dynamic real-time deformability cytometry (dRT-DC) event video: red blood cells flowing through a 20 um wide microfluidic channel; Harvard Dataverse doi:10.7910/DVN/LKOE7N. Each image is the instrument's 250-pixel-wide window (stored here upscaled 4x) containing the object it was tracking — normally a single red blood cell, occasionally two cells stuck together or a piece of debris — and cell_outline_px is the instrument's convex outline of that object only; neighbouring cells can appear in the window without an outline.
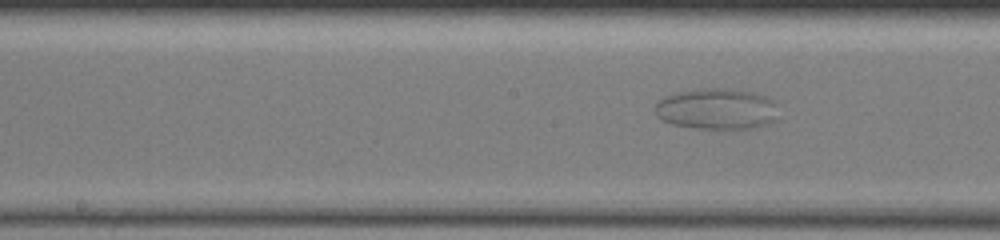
{"species": "common noctule bat (a hibernating species)", "species_latin": "Nyctalus noctula", "temperature_condition": "warm", "stored_images_in_passage": 46, "camera_frame_rate_fps": 3000, "um_per_image_px": 0.085, "animal": {"sex": "female", "body_mass_g": 19.5, "forearm_length_mm": 54.1}, "frame": {"image": 1, "passage_image": 17, "time_ms": 5.333, "image_size_px": [1000, 240], "cell_outline_px": [[772, 120], [764, 124], [748, 128], [696, 128], [676, 124], [664, 120], [656, 116], [656, 104], [664, 96], [676, 92], [704, 88], [724, 88], [748, 92], [764, 96], [772, 100]], "centroid_in_image_um": [60.8, 9.24], "position_along_channel_um": 187.4, "area_um2": 28.32}}
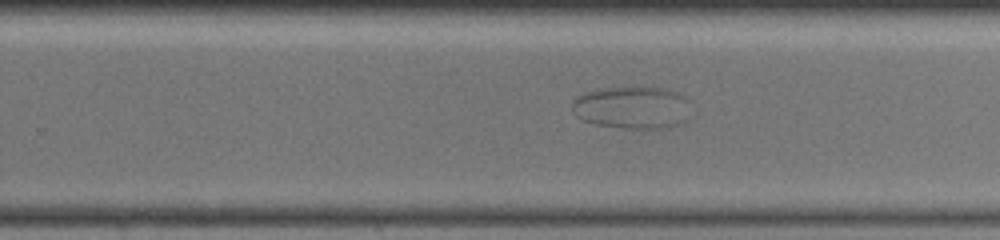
{"frame": {"image": 2, "passage_image": 25, "time_ms": 8.0, "image_size_px": [1000, 240], "cell_outline_px": [[688, 100], [684, 124], [672, 128], [628, 128], [592, 124], [576, 116], [572, 108], [572, 104], [584, 92], [604, 88], [664, 88], [676, 92], [684, 96]], "centroid_in_image_um": [53.74, 9.16], "position_along_channel_um": 276.1, "area_um2": 29.02}}
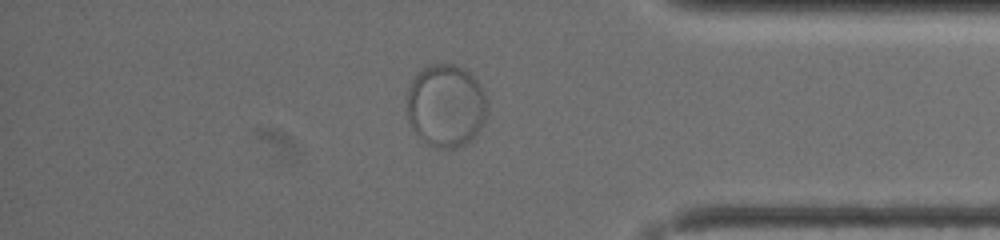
{"frame": {"image": 3, "passage_image": 37, "time_ms": 12.0, "image_size_px": [1000, 240], "cell_outline_px": [[484, 116], [480, 128], [472, 140], [456, 148], [436, 148], [428, 144], [412, 128], [408, 120], [408, 88], [412, 80], [424, 68], [432, 64], [452, 64], [468, 72], [476, 80], [484, 92]], "centroid_in_image_um": [37.87, 9.0], "position_along_channel_um": 397.3, "area_um2": 37.92}}